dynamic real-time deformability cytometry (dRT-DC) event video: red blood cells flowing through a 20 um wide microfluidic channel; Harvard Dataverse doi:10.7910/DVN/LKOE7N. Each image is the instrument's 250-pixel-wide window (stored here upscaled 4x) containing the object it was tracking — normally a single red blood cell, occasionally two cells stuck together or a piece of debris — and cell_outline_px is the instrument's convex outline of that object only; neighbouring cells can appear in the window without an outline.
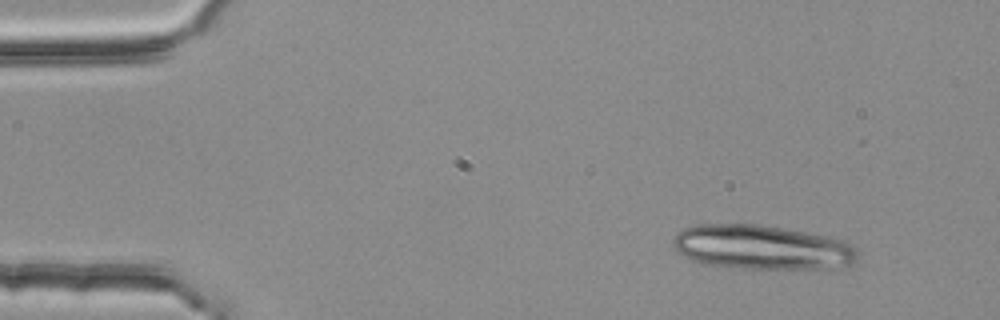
{"species": "common noctule bat (a hibernating species)", "species_latin": "Nyctalus noctula", "temperature_condition": "room temperature", "stored_images_in_passage": 3, "camera_frame_rate_fps": 3000, "um_per_image_px": 0.085, "animal": {"sex": "female", "body_mass_g": 25.1}, "frame": {"image": 1, "passage_image": 1, "time_ms": 0.0, "image_size_px": [1000, 320], "cell_outline_px": [[856, 260], [852, 264], [840, 268], [748, 268], [700, 264], [676, 252], [672, 244], [672, 240], [676, 232], [684, 228], [700, 224], [756, 224], [784, 228], [824, 236], [840, 240], [856, 248]], "centroid_in_image_um": [64.69, 21.02], "position_along_channel_um": 20.3, "area_um2": 47.57}}